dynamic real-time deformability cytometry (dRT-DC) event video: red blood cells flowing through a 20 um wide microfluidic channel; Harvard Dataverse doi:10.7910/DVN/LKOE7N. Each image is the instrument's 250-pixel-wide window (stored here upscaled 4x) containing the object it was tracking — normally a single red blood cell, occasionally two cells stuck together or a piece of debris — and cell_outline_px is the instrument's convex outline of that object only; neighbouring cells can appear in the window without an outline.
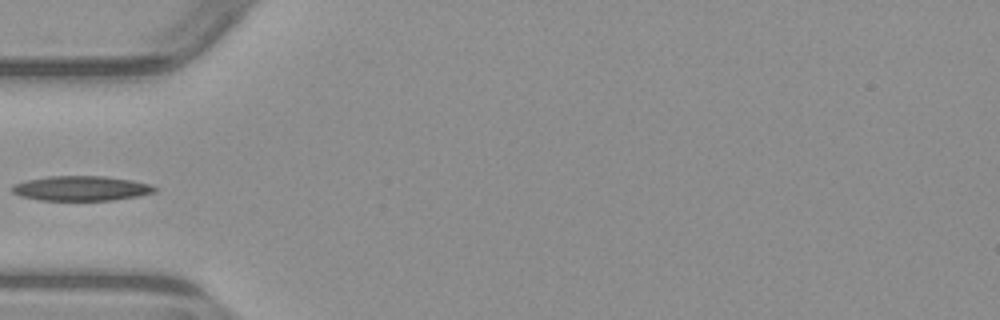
{"species": "common noctule bat (a hibernating species)", "species_latin": "Nyctalus noctula", "temperature_condition": "warm", "stored_images_in_passage": 5, "camera_frame_rate_fps": 3000, "um_per_image_px": 0.085, "animal": {"sex": "male", "body_mass_g": 23.1, "forearm_length_mm": 52.7}, "frame": {"image": 1, "passage_image": 4, "time_ms": 5.0, "image_size_px": [1000, 320], "cell_outline_px": [[156, 192], [140, 196], [112, 200], [40, 200], [20, 196], [12, 192], [12, 184], [28, 180], [48, 176], [104, 176], [132, 180], [152, 184], [156, 188]], "centroid_in_image_um": [6.93, 16.01], "position_along_channel_um": 78.1, "area_um2": 20.69}}
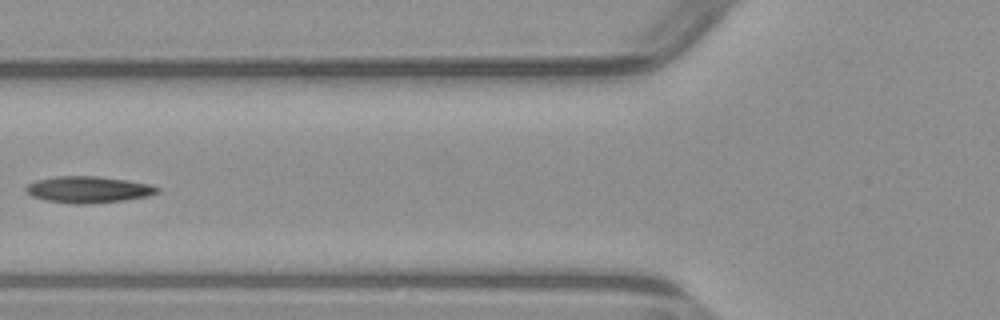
{"frame": {"image": 2, "passage_image": 5, "time_ms": 6.0, "image_size_px": [1000, 320], "cell_outline_px": [[160, 192], [148, 196], [124, 200], [92, 204], [76, 204], [48, 200], [32, 196], [24, 188], [28, 184], [36, 180], [56, 176], [100, 176], [128, 180], [148, 184], [160, 188]], "centroid_in_image_um": [7.54, 16.11], "position_along_channel_um": 118.3, "area_um2": 20.29}}